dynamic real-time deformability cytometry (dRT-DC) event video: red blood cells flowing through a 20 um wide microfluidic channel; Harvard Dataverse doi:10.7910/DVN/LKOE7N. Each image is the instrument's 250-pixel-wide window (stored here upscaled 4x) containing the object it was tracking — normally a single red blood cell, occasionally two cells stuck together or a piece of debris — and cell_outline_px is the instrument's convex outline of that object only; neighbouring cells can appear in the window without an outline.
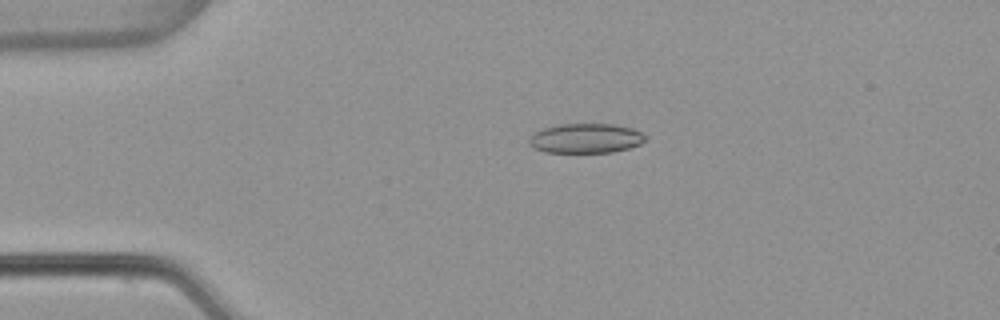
{"species": "common noctule bat (a hibernating species)", "species_latin": "Nyctalus noctula", "temperature_condition": "warm", "stored_images_in_passage": 53, "camera_frame_rate_fps": 3000, "um_per_image_px": 0.085, "animal": {"sex": "female", "body_mass_g": 22.7, "forearm_length_mm": 54.2}, "frame": {"image": 1, "passage_image": 12, "time_ms": 3.667, "image_size_px": [1000, 320], "cell_outline_px": [[648, 136], [640, 144], [628, 148], [612, 152], [544, 152], [528, 144], [528, 140], [536, 132], [544, 128], [560, 124], [612, 124], [632, 128]], "centroid_in_image_um": [49.8, 11.75], "position_along_channel_um": 35.2, "area_um2": 19.88}}
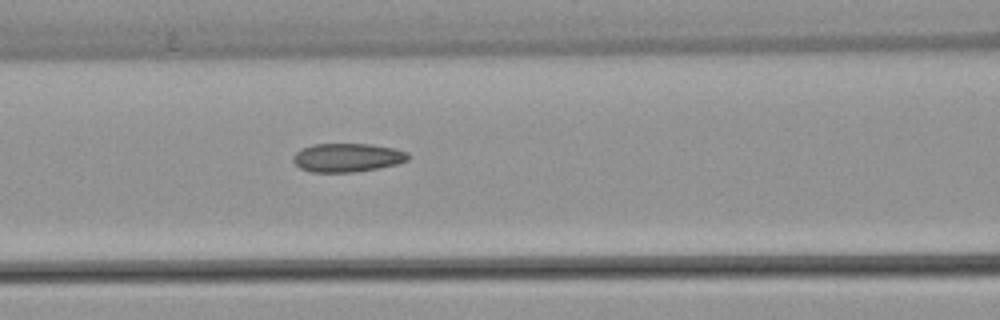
{"frame": {"image": 2, "passage_image": 23, "time_ms": 7.333, "image_size_px": [1000, 320], "cell_outline_px": [[408, 160], [396, 164], [380, 168], [356, 172], [312, 172], [300, 168], [292, 160], [292, 156], [300, 148], [312, 144], [372, 144], [392, 148], [408, 152]], "centroid_in_image_um": [29.49, 13.39], "position_along_channel_um": 137.1, "area_um2": 19.31}}
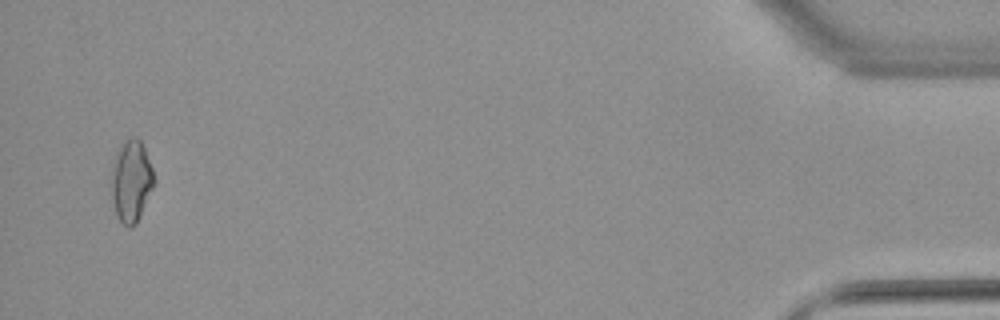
{"frame": {"image": 3, "passage_image": 52, "time_ms": 17.0, "image_size_px": [1000, 320], "cell_outline_px": [[156, 184], [136, 224], [132, 228], [128, 228], [116, 216], [108, 184], [112, 160], [116, 152], [124, 140], [132, 136], [136, 136], [140, 140], [144, 148], [152, 168], [156, 180]], "centroid_in_image_um": [11.12, 15.39], "position_along_channel_um": 424.1, "area_um2": 21.27}, "authors_computed_cell_mechanics": {"area_um2": 19.363, "velocity_mm_per_s": 3.8579, "shape_relaxation_time_tau1_ms": null, "shape_relaxation_time_tau2_ms": 2.884, "deformation_change_tau1": null, "deformation_change_tau2": 0.0962}}